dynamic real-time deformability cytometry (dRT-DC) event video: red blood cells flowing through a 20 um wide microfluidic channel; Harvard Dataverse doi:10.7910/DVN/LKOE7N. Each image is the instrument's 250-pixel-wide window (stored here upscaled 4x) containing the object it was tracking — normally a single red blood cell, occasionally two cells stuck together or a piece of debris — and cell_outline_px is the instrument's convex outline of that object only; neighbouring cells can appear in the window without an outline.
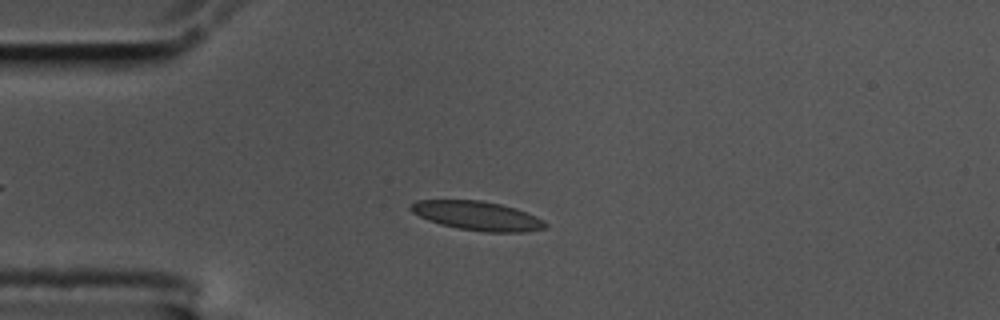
{"species": "common noctule bat (a hibernating species)", "species_latin": "Nyctalus noctula", "temperature_condition": "cold", "stored_images_in_passage": 54, "camera_frame_rate_fps": 3000, "um_per_image_px": 0.085, "animal": {"sex": "male", "body_mass_g": 17.5, "forearm_length_mm": 52.3}, "frame": {"image": 1, "passage_image": 10, "time_ms": 3.0, "image_size_px": [1000, 320], "cell_outline_px": [[548, 228], [524, 232], [484, 232], [460, 228], [440, 224], [428, 220], [412, 212], [408, 208], [408, 204], [416, 200], [480, 200], [500, 204], [516, 208], [536, 216], [544, 220], [548, 224]], "centroid_in_image_um": [40.58, 18.34], "position_along_channel_um": 44.4, "area_um2": 22.95}}
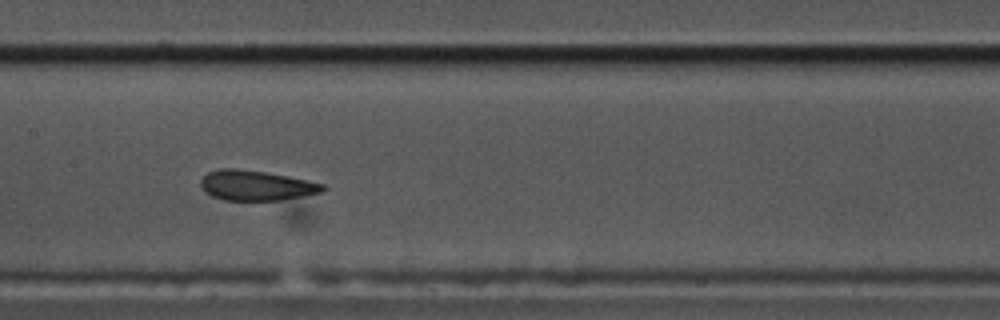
{"frame": {"image": 2, "passage_image": 24, "time_ms": 7.667, "image_size_px": [1000, 320], "cell_outline_px": [[328, 188], [320, 192], [280, 200], [224, 200], [212, 196], [204, 192], [200, 184], [200, 180], [208, 172], [220, 168], [236, 168], [264, 172], [288, 176], [324, 184]], "centroid_in_image_um": [21.73, 15.76], "position_along_channel_um": 185.7, "area_um2": 21.27}}
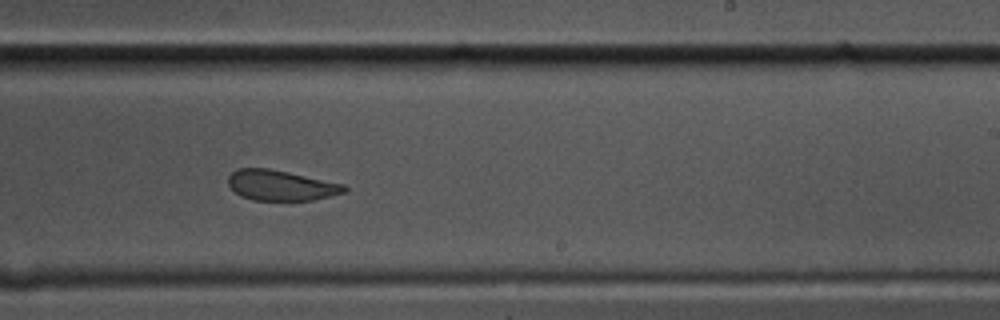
{"frame": {"image": 3, "passage_image": 31, "time_ms": 10.0, "image_size_px": [1000, 320], "cell_outline_px": [[348, 188], [344, 192], [312, 200], [252, 200], [240, 196], [228, 184], [228, 176], [236, 168], [268, 168], [288, 172], [344, 184]], "centroid_in_image_um": [23.84, 15.75], "position_along_channel_um": 265.2, "area_um2": 20.4}, "authors_computed_cell_mechanics": {"area_um2": 22.7154, "velocity_mm_per_s": 3.4181, "shape_relaxation_time_tau1_ms": 7.9904, "shape_relaxation_time_tau2_ms": 1.6108, "deformation_change_tau1": 0.1487, "deformation_change_tau2": 0.0624}}